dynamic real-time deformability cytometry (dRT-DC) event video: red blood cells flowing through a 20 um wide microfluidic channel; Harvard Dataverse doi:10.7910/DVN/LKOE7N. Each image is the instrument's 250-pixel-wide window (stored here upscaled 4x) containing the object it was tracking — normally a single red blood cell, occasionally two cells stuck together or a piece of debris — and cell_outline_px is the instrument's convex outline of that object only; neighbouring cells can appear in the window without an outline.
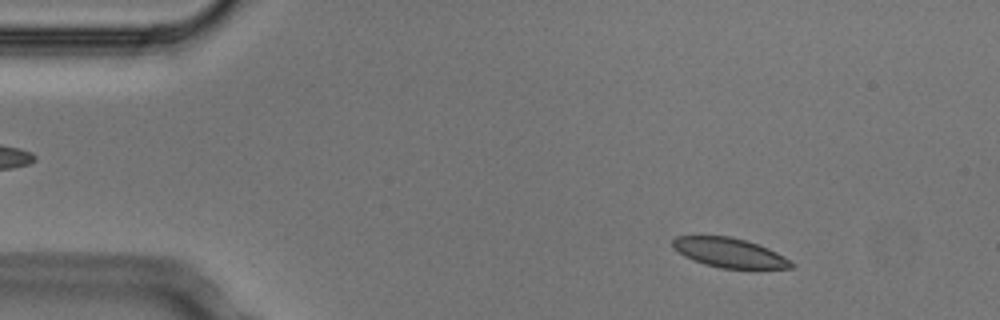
{"species": "Egyptian fruit bat (a non-hibernating species)", "species_latin": "Rousettus aegyptiacus", "temperature_condition": "cold", "stored_images_in_passage": 4, "camera_frame_rate_fps": 3000, "um_per_image_px": 0.085, "animal": {"sex": "male"}, "frame": {"image": 1, "passage_image": 2, "time_ms": 0.333, "image_size_px": [1000, 320], "cell_outline_px": [[796, 268], [720, 268], [704, 264], [692, 260], [684, 256], [672, 248], [672, 240], [676, 236], [728, 236], [744, 240], [768, 248], [784, 256], [796, 264]], "centroid_in_image_um": [61.98, 21.49], "position_along_channel_um": 23.0, "area_um2": 20.35}}
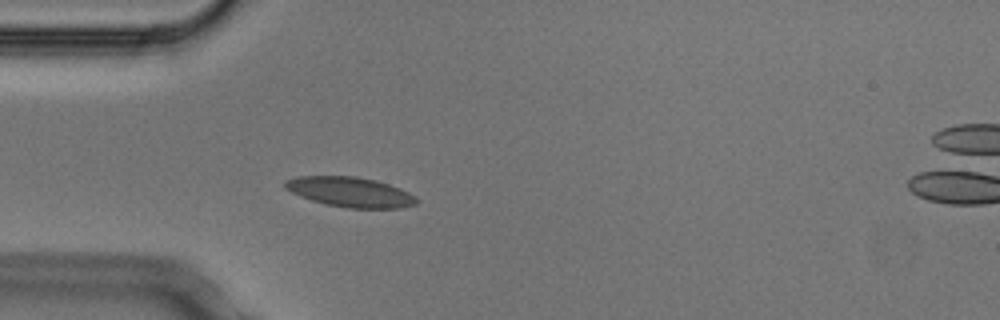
{"frame": {"image": 2, "passage_image": 4, "time_ms": 1.0, "image_size_px": [1000, 320], "cell_outline_px": [[420, 200], [416, 204], [400, 208], [348, 208], [324, 204], [300, 196], [284, 188], [284, 180], [296, 176], [356, 176], [376, 180], [400, 188], [416, 196]], "centroid_in_image_um": [29.77, 16.32], "position_along_channel_um": 55.2, "area_um2": 23.12}}